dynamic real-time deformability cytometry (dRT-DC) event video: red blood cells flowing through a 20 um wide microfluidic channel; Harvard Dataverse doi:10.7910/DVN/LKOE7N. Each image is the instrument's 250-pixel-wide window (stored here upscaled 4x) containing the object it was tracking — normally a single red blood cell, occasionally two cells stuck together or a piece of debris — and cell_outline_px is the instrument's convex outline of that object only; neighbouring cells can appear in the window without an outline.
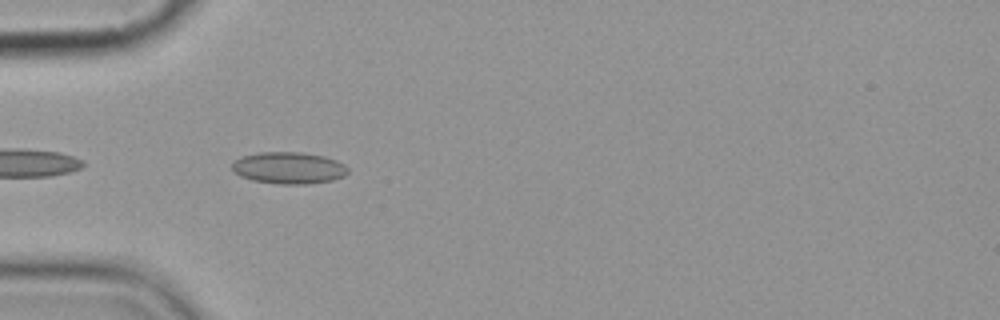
{"species": "common noctule bat (a hibernating species)", "species_latin": "Nyctalus noctula", "temperature_condition": "cold", "stored_images_in_passage": 8, "camera_frame_rate_fps": 3000, "um_per_image_px": 0.085, "animal": {"sex": "female", "body_mass_g": 19.9}, "frame": {"image": 1, "passage_image": 6, "time_ms": 5.667, "image_size_px": [1000, 320], "cell_outline_px": [[348, 172], [344, 176], [332, 180], [308, 184], [280, 184], [252, 180], [240, 176], [232, 168], [232, 164], [240, 156], [260, 152], [300, 152], [324, 156], [336, 160], [344, 164], [348, 168]], "centroid_in_image_um": [24.55, 14.27], "position_along_channel_um": 60.4, "area_um2": 21.44}}
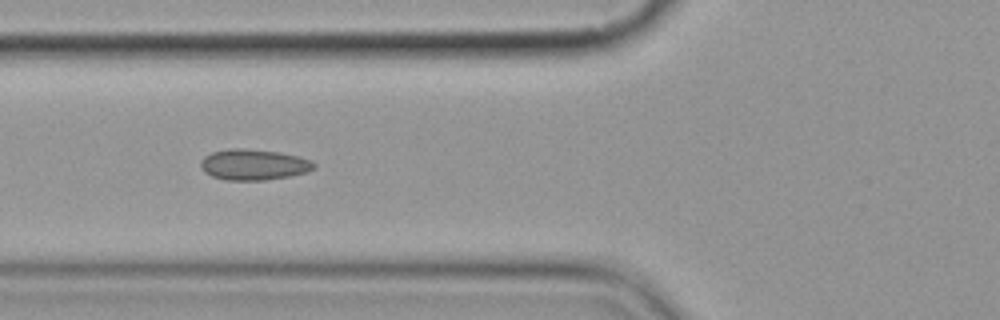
{"frame": {"image": 2, "passage_image": 7, "time_ms": 7.0, "image_size_px": [1000, 320], "cell_outline_px": [[316, 168], [308, 172], [288, 176], [264, 180], [224, 180], [212, 176], [204, 172], [200, 168], [200, 160], [204, 156], [212, 152], [228, 148], [244, 148], [280, 152], [312, 160], [316, 164]], "centroid_in_image_um": [21.54, 13.99], "position_along_channel_um": 104.3, "area_um2": 20.58}}
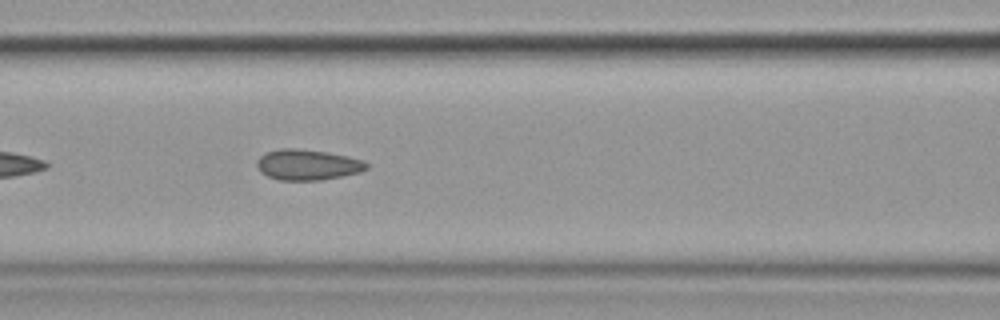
{"frame": {"image": 3, "passage_image": 8, "time_ms": 8.0, "image_size_px": [1000, 320], "cell_outline_px": [[368, 168], [360, 172], [320, 180], [280, 180], [268, 176], [260, 172], [256, 164], [256, 160], [264, 152], [280, 148], [296, 148], [328, 152], [348, 156], [364, 160], [368, 164]], "centroid_in_image_um": [26.12, 13.99], "position_along_channel_um": 140.5, "area_um2": 19.71}}